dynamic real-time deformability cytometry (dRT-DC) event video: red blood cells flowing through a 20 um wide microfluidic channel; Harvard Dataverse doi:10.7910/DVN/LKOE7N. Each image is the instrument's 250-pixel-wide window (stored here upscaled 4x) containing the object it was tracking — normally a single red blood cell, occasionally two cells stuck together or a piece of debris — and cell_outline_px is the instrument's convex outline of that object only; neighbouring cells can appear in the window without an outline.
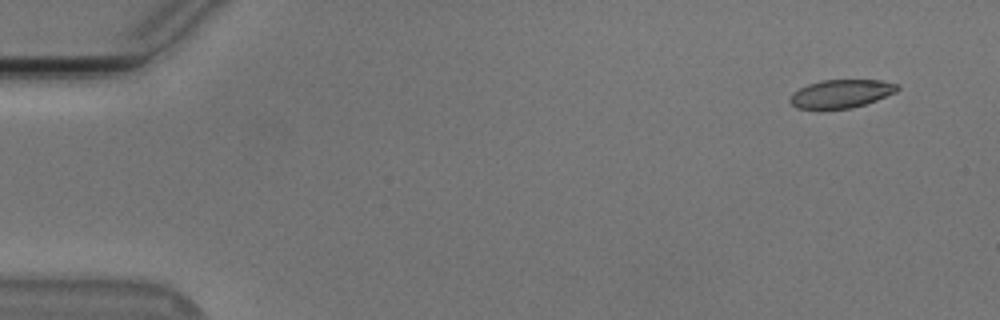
{"species": "Egyptian fruit bat (a non-hibernating species)", "species_latin": "Rousettus aegyptiacus", "temperature_condition": "cold", "stored_images_in_passage": 52, "camera_frame_rate_fps": 3000, "um_per_image_px": 0.085, "animal": {"sex": "male"}, "frame": {"image": 1, "passage_image": 1, "time_ms": 0.0, "image_size_px": [1000, 320], "cell_outline_px": [[900, 88], [896, 92], [876, 100], [852, 108], [820, 112], [816, 112], [796, 108], [788, 100], [792, 92], [808, 84], [820, 80], [880, 80], [896, 84]], "centroid_in_image_um": [71.4, 8.02], "position_along_channel_um": 13.6, "area_um2": 18.38}}
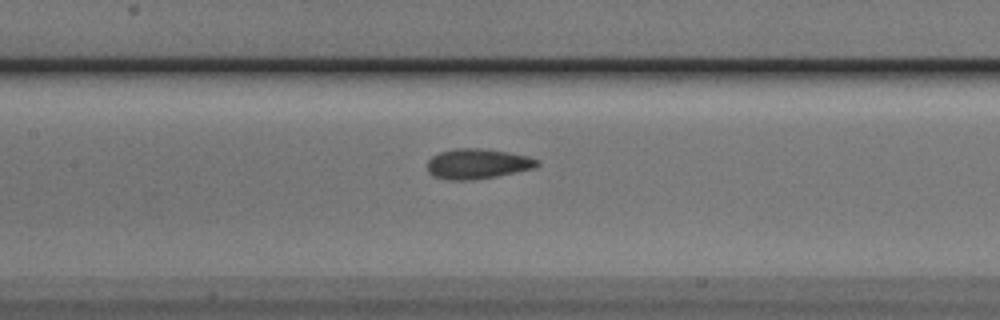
{"frame": {"image": 2, "passage_image": 23, "time_ms": 7.333, "image_size_px": [1000, 320], "cell_outline_px": [[540, 164], [536, 168], [496, 176], [472, 180], [448, 180], [432, 176], [428, 172], [428, 160], [432, 156], [440, 152], [452, 148], [480, 148], [508, 152], [528, 156], [540, 160]], "centroid_in_image_um": [40.59, 13.92], "position_along_channel_um": 166.8, "area_um2": 19.48}}
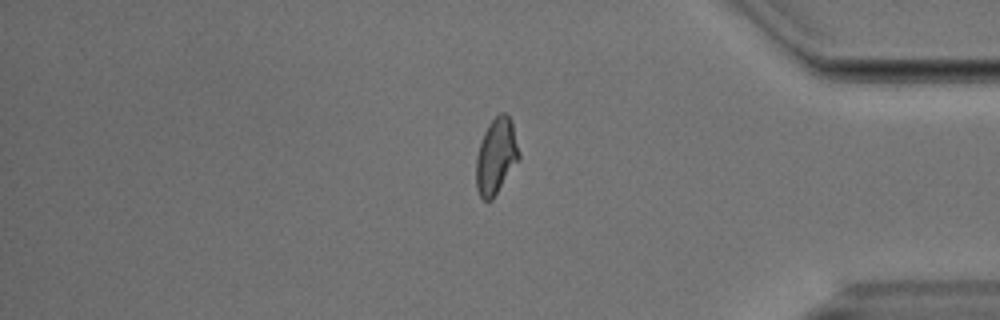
{"frame": {"image": 3, "passage_image": 43, "time_ms": 14.0, "image_size_px": [1000, 320], "cell_outline_px": [[520, 156], [492, 200], [484, 200], [480, 196], [476, 188], [476, 156], [484, 132], [488, 124], [500, 112], [504, 112], [512, 120]], "centroid_in_image_um": [42.15, 13.25], "position_along_channel_um": 393.0, "area_um2": 18.67}, "authors_computed_cell_mechanics": {"area_um2": 18.9584, "velocity_mm_per_s": 3.7622, "shape_relaxation_time_tau1_ms": 3.5675, "shape_relaxation_time_tau2_ms": 1.7388, "deformation_change_tau1": 0.1461, "deformation_change_tau2": 0.0756}}